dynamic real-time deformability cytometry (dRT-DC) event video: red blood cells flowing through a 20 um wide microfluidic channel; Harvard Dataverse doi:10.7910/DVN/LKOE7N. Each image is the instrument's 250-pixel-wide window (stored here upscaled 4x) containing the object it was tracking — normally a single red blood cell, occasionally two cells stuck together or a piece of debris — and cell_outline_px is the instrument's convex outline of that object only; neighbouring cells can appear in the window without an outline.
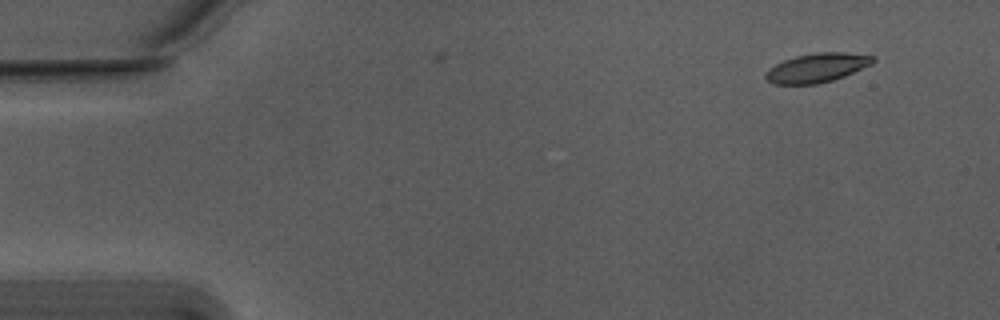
{"species": "Egyptian fruit bat (a non-hibernating species)", "species_latin": "Rousettus aegyptiacus", "temperature_condition": "warm", "stored_images_in_passage": 4, "camera_frame_rate_fps": 3000, "um_per_image_px": 0.085, "animal": {"sex": "male"}, "frame": {"image": 1, "passage_image": 1, "time_ms": 0.0, "image_size_px": [1000, 320], "cell_outline_px": [[876, 60], [872, 64], [844, 76], [832, 80], [816, 84], [772, 84], [764, 76], [764, 72], [768, 68], [784, 60], [796, 56], [816, 52], [844, 52], [876, 56]], "centroid_in_image_um": [69.44, 5.75], "position_along_channel_um": 15.6, "area_um2": 18.26}}